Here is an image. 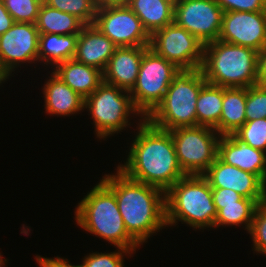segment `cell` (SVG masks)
Returning <instances> with one entry per match:
<instances>
[{"mask_svg": "<svg viewBox=\"0 0 266 267\" xmlns=\"http://www.w3.org/2000/svg\"><path fill=\"white\" fill-rule=\"evenodd\" d=\"M223 13L215 0H182L174 3V22L204 45L218 40Z\"/></svg>", "mask_w": 266, "mask_h": 267, "instance_id": "8fae6325", "label": "cell"}, {"mask_svg": "<svg viewBox=\"0 0 266 267\" xmlns=\"http://www.w3.org/2000/svg\"><path fill=\"white\" fill-rule=\"evenodd\" d=\"M96 9L126 4V0H93Z\"/></svg>", "mask_w": 266, "mask_h": 267, "instance_id": "74e56055", "label": "cell"}, {"mask_svg": "<svg viewBox=\"0 0 266 267\" xmlns=\"http://www.w3.org/2000/svg\"><path fill=\"white\" fill-rule=\"evenodd\" d=\"M257 84L266 87V47L258 52V77Z\"/></svg>", "mask_w": 266, "mask_h": 267, "instance_id": "8d00e7d4", "label": "cell"}, {"mask_svg": "<svg viewBox=\"0 0 266 267\" xmlns=\"http://www.w3.org/2000/svg\"><path fill=\"white\" fill-rule=\"evenodd\" d=\"M78 36L79 34H40L38 60H43L46 65L52 63L56 66L58 63L74 59Z\"/></svg>", "mask_w": 266, "mask_h": 267, "instance_id": "cb8c5ba5", "label": "cell"}, {"mask_svg": "<svg viewBox=\"0 0 266 267\" xmlns=\"http://www.w3.org/2000/svg\"><path fill=\"white\" fill-rule=\"evenodd\" d=\"M137 129L126 163L117 168L129 178L166 193L186 176L178 163L171 132L153 126L145 118Z\"/></svg>", "mask_w": 266, "mask_h": 267, "instance_id": "6da1fadb", "label": "cell"}, {"mask_svg": "<svg viewBox=\"0 0 266 267\" xmlns=\"http://www.w3.org/2000/svg\"><path fill=\"white\" fill-rule=\"evenodd\" d=\"M233 135L252 148L266 152V118L246 121Z\"/></svg>", "mask_w": 266, "mask_h": 267, "instance_id": "83f0119b", "label": "cell"}, {"mask_svg": "<svg viewBox=\"0 0 266 267\" xmlns=\"http://www.w3.org/2000/svg\"><path fill=\"white\" fill-rule=\"evenodd\" d=\"M39 34H79L85 24L76 16L42 3L35 23Z\"/></svg>", "mask_w": 266, "mask_h": 267, "instance_id": "d4e9b609", "label": "cell"}, {"mask_svg": "<svg viewBox=\"0 0 266 267\" xmlns=\"http://www.w3.org/2000/svg\"><path fill=\"white\" fill-rule=\"evenodd\" d=\"M45 108L49 114L68 116L84 110V98L66 85L53 72L43 88Z\"/></svg>", "mask_w": 266, "mask_h": 267, "instance_id": "ffe728a7", "label": "cell"}, {"mask_svg": "<svg viewBox=\"0 0 266 267\" xmlns=\"http://www.w3.org/2000/svg\"><path fill=\"white\" fill-rule=\"evenodd\" d=\"M39 35L34 23L15 22L0 36V70L7 77L20 62L38 61Z\"/></svg>", "mask_w": 266, "mask_h": 267, "instance_id": "5bb4252c", "label": "cell"}, {"mask_svg": "<svg viewBox=\"0 0 266 267\" xmlns=\"http://www.w3.org/2000/svg\"><path fill=\"white\" fill-rule=\"evenodd\" d=\"M94 25L118 47L150 45V35L126 4L98 9Z\"/></svg>", "mask_w": 266, "mask_h": 267, "instance_id": "7c38bea8", "label": "cell"}, {"mask_svg": "<svg viewBox=\"0 0 266 267\" xmlns=\"http://www.w3.org/2000/svg\"><path fill=\"white\" fill-rule=\"evenodd\" d=\"M77 224L117 248L135 251L139 244L128 234L114 192L102 181L81 200L75 212Z\"/></svg>", "mask_w": 266, "mask_h": 267, "instance_id": "277c9868", "label": "cell"}, {"mask_svg": "<svg viewBox=\"0 0 266 267\" xmlns=\"http://www.w3.org/2000/svg\"><path fill=\"white\" fill-rule=\"evenodd\" d=\"M118 252L111 253H91L84 258L81 267H123L122 253L131 254V250L118 248ZM131 252V253H130Z\"/></svg>", "mask_w": 266, "mask_h": 267, "instance_id": "1f68e13d", "label": "cell"}, {"mask_svg": "<svg viewBox=\"0 0 266 267\" xmlns=\"http://www.w3.org/2000/svg\"><path fill=\"white\" fill-rule=\"evenodd\" d=\"M5 265V262L4 260L2 259V256L0 254V267L4 266Z\"/></svg>", "mask_w": 266, "mask_h": 267, "instance_id": "ab89813d", "label": "cell"}, {"mask_svg": "<svg viewBox=\"0 0 266 267\" xmlns=\"http://www.w3.org/2000/svg\"><path fill=\"white\" fill-rule=\"evenodd\" d=\"M206 83L200 68L180 69L174 76L164 99L146 118L153 126L171 131L196 126V103Z\"/></svg>", "mask_w": 266, "mask_h": 267, "instance_id": "8992f818", "label": "cell"}, {"mask_svg": "<svg viewBox=\"0 0 266 267\" xmlns=\"http://www.w3.org/2000/svg\"><path fill=\"white\" fill-rule=\"evenodd\" d=\"M180 69L148 47L130 95L141 118H147L164 99L174 76Z\"/></svg>", "mask_w": 266, "mask_h": 267, "instance_id": "52a82bcc", "label": "cell"}, {"mask_svg": "<svg viewBox=\"0 0 266 267\" xmlns=\"http://www.w3.org/2000/svg\"><path fill=\"white\" fill-rule=\"evenodd\" d=\"M173 3H176V2H179V1H182V0H171Z\"/></svg>", "mask_w": 266, "mask_h": 267, "instance_id": "60d3db41", "label": "cell"}, {"mask_svg": "<svg viewBox=\"0 0 266 267\" xmlns=\"http://www.w3.org/2000/svg\"><path fill=\"white\" fill-rule=\"evenodd\" d=\"M14 22L36 23L43 0H2Z\"/></svg>", "mask_w": 266, "mask_h": 267, "instance_id": "f1b7e54d", "label": "cell"}, {"mask_svg": "<svg viewBox=\"0 0 266 267\" xmlns=\"http://www.w3.org/2000/svg\"><path fill=\"white\" fill-rule=\"evenodd\" d=\"M149 47L179 69L201 68L204 44L175 22L155 31Z\"/></svg>", "mask_w": 266, "mask_h": 267, "instance_id": "30bf717a", "label": "cell"}, {"mask_svg": "<svg viewBox=\"0 0 266 267\" xmlns=\"http://www.w3.org/2000/svg\"><path fill=\"white\" fill-rule=\"evenodd\" d=\"M166 225L184 222L193 228L214 227L217 216L212 188L203 175H186L165 193Z\"/></svg>", "mask_w": 266, "mask_h": 267, "instance_id": "5b68a950", "label": "cell"}, {"mask_svg": "<svg viewBox=\"0 0 266 267\" xmlns=\"http://www.w3.org/2000/svg\"><path fill=\"white\" fill-rule=\"evenodd\" d=\"M6 79H8V77L0 70V84Z\"/></svg>", "mask_w": 266, "mask_h": 267, "instance_id": "f35d334b", "label": "cell"}, {"mask_svg": "<svg viewBox=\"0 0 266 267\" xmlns=\"http://www.w3.org/2000/svg\"><path fill=\"white\" fill-rule=\"evenodd\" d=\"M246 121L266 118V87L255 84L246 88Z\"/></svg>", "mask_w": 266, "mask_h": 267, "instance_id": "f546056e", "label": "cell"}, {"mask_svg": "<svg viewBox=\"0 0 266 267\" xmlns=\"http://www.w3.org/2000/svg\"><path fill=\"white\" fill-rule=\"evenodd\" d=\"M84 108H88L92 115L98 138L118 133L130 125L128 117L131 112L132 114L137 112L136 115L140 114L133 104L129 91L104 81L84 99Z\"/></svg>", "mask_w": 266, "mask_h": 267, "instance_id": "ba28073f", "label": "cell"}, {"mask_svg": "<svg viewBox=\"0 0 266 267\" xmlns=\"http://www.w3.org/2000/svg\"><path fill=\"white\" fill-rule=\"evenodd\" d=\"M117 48L94 24L85 25L77 39L74 59L103 72Z\"/></svg>", "mask_w": 266, "mask_h": 267, "instance_id": "ac0fdd59", "label": "cell"}, {"mask_svg": "<svg viewBox=\"0 0 266 267\" xmlns=\"http://www.w3.org/2000/svg\"><path fill=\"white\" fill-rule=\"evenodd\" d=\"M37 263L40 265V267H81L80 265H72L69 264L68 260L57 257V258H45L41 256H36Z\"/></svg>", "mask_w": 266, "mask_h": 267, "instance_id": "e575fe53", "label": "cell"}, {"mask_svg": "<svg viewBox=\"0 0 266 267\" xmlns=\"http://www.w3.org/2000/svg\"><path fill=\"white\" fill-rule=\"evenodd\" d=\"M215 2L221 7L223 12L266 11V0H215Z\"/></svg>", "mask_w": 266, "mask_h": 267, "instance_id": "d6a6232c", "label": "cell"}, {"mask_svg": "<svg viewBox=\"0 0 266 267\" xmlns=\"http://www.w3.org/2000/svg\"><path fill=\"white\" fill-rule=\"evenodd\" d=\"M148 47H118L103 71V81L130 92L136 84L143 53Z\"/></svg>", "mask_w": 266, "mask_h": 267, "instance_id": "e0dca14e", "label": "cell"}, {"mask_svg": "<svg viewBox=\"0 0 266 267\" xmlns=\"http://www.w3.org/2000/svg\"><path fill=\"white\" fill-rule=\"evenodd\" d=\"M102 181L114 192L128 234L140 245L166 225L165 192L117 169Z\"/></svg>", "mask_w": 266, "mask_h": 267, "instance_id": "7a4b0ae2", "label": "cell"}, {"mask_svg": "<svg viewBox=\"0 0 266 267\" xmlns=\"http://www.w3.org/2000/svg\"><path fill=\"white\" fill-rule=\"evenodd\" d=\"M14 23L12 16L5 8L2 0H0V36L8 31Z\"/></svg>", "mask_w": 266, "mask_h": 267, "instance_id": "d590c367", "label": "cell"}, {"mask_svg": "<svg viewBox=\"0 0 266 267\" xmlns=\"http://www.w3.org/2000/svg\"><path fill=\"white\" fill-rule=\"evenodd\" d=\"M53 73L86 99L103 82V72L95 67L69 59L58 63Z\"/></svg>", "mask_w": 266, "mask_h": 267, "instance_id": "d6986e66", "label": "cell"}, {"mask_svg": "<svg viewBox=\"0 0 266 267\" xmlns=\"http://www.w3.org/2000/svg\"><path fill=\"white\" fill-rule=\"evenodd\" d=\"M218 40L262 51L266 47V11L224 12Z\"/></svg>", "mask_w": 266, "mask_h": 267, "instance_id": "4fadbf2b", "label": "cell"}, {"mask_svg": "<svg viewBox=\"0 0 266 267\" xmlns=\"http://www.w3.org/2000/svg\"><path fill=\"white\" fill-rule=\"evenodd\" d=\"M249 233L254 250L266 255V202L256 208Z\"/></svg>", "mask_w": 266, "mask_h": 267, "instance_id": "4dcf8cb0", "label": "cell"}, {"mask_svg": "<svg viewBox=\"0 0 266 267\" xmlns=\"http://www.w3.org/2000/svg\"><path fill=\"white\" fill-rule=\"evenodd\" d=\"M217 157L228 165L257 175L266 184V153L241 142L233 134L221 135Z\"/></svg>", "mask_w": 266, "mask_h": 267, "instance_id": "2e32d148", "label": "cell"}, {"mask_svg": "<svg viewBox=\"0 0 266 267\" xmlns=\"http://www.w3.org/2000/svg\"><path fill=\"white\" fill-rule=\"evenodd\" d=\"M259 204L253 200L243 197L237 204L221 205L217 212L214 227L244 224L249 232L253 216Z\"/></svg>", "mask_w": 266, "mask_h": 267, "instance_id": "484cf974", "label": "cell"}, {"mask_svg": "<svg viewBox=\"0 0 266 267\" xmlns=\"http://www.w3.org/2000/svg\"><path fill=\"white\" fill-rule=\"evenodd\" d=\"M200 69L210 84L225 88H248L257 84L258 52L216 40L204 45Z\"/></svg>", "mask_w": 266, "mask_h": 267, "instance_id": "3957f363", "label": "cell"}, {"mask_svg": "<svg viewBox=\"0 0 266 267\" xmlns=\"http://www.w3.org/2000/svg\"><path fill=\"white\" fill-rule=\"evenodd\" d=\"M170 132L183 172L203 175L217 158L221 135L213 128L199 125L179 127Z\"/></svg>", "mask_w": 266, "mask_h": 267, "instance_id": "9c48e42d", "label": "cell"}, {"mask_svg": "<svg viewBox=\"0 0 266 267\" xmlns=\"http://www.w3.org/2000/svg\"><path fill=\"white\" fill-rule=\"evenodd\" d=\"M223 87L206 82L196 103V126L213 128L220 134Z\"/></svg>", "mask_w": 266, "mask_h": 267, "instance_id": "603a6c76", "label": "cell"}, {"mask_svg": "<svg viewBox=\"0 0 266 267\" xmlns=\"http://www.w3.org/2000/svg\"><path fill=\"white\" fill-rule=\"evenodd\" d=\"M213 202L217 212L221 209V205L237 204L243 196L228 188H212Z\"/></svg>", "mask_w": 266, "mask_h": 267, "instance_id": "836d02e7", "label": "cell"}, {"mask_svg": "<svg viewBox=\"0 0 266 267\" xmlns=\"http://www.w3.org/2000/svg\"><path fill=\"white\" fill-rule=\"evenodd\" d=\"M126 5L141 20L150 36L174 22V3L171 0H126Z\"/></svg>", "mask_w": 266, "mask_h": 267, "instance_id": "44dd1931", "label": "cell"}, {"mask_svg": "<svg viewBox=\"0 0 266 267\" xmlns=\"http://www.w3.org/2000/svg\"><path fill=\"white\" fill-rule=\"evenodd\" d=\"M203 176L211 188L232 189L259 205L266 202V184L257 175L228 165L218 157Z\"/></svg>", "mask_w": 266, "mask_h": 267, "instance_id": "9a60e30c", "label": "cell"}, {"mask_svg": "<svg viewBox=\"0 0 266 267\" xmlns=\"http://www.w3.org/2000/svg\"><path fill=\"white\" fill-rule=\"evenodd\" d=\"M246 88L223 87L220 135L234 134L246 122Z\"/></svg>", "mask_w": 266, "mask_h": 267, "instance_id": "7402d4cb", "label": "cell"}, {"mask_svg": "<svg viewBox=\"0 0 266 267\" xmlns=\"http://www.w3.org/2000/svg\"><path fill=\"white\" fill-rule=\"evenodd\" d=\"M47 6L76 16L85 25L94 24L97 9L93 0H43Z\"/></svg>", "mask_w": 266, "mask_h": 267, "instance_id": "4316f807", "label": "cell"}]
</instances>
